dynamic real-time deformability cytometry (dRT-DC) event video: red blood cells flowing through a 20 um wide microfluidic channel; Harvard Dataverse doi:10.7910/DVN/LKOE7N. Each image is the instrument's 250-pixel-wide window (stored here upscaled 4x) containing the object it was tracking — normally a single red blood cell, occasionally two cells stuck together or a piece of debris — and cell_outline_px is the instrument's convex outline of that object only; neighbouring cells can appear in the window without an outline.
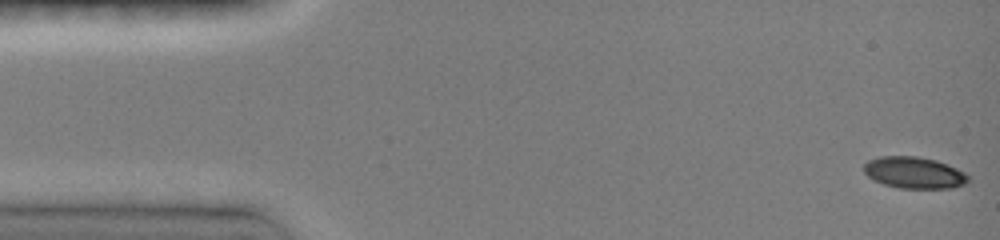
{"species": "common noctule bat (a hibernating species)", "species_latin": "Nyctalus noctula", "temperature_condition": "room temperature", "stored_images_in_passage": 5, "camera_frame_rate_fps": 3000, "um_per_image_px": 0.085, "animal": {"sex": "female", "body_mass_g": 19.0, "forearm_length_mm": 51.5}, "frame": {"image": 1, "passage_image": 1, "time_ms": 0.0, "image_size_px": [1000, 240], "cell_outline_px": [[968, 180], [964, 184], [952, 188], [900, 188], [884, 184], [868, 176], [864, 172], [864, 164], [868, 160], [880, 156], [916, 156], [936, 160], [956, 168], [964, 172], [968, 176]], "centroid_in_image_um": [77.69, 14.67], "position_along_channel_um": 7.3, "area_um2": 19.02}}